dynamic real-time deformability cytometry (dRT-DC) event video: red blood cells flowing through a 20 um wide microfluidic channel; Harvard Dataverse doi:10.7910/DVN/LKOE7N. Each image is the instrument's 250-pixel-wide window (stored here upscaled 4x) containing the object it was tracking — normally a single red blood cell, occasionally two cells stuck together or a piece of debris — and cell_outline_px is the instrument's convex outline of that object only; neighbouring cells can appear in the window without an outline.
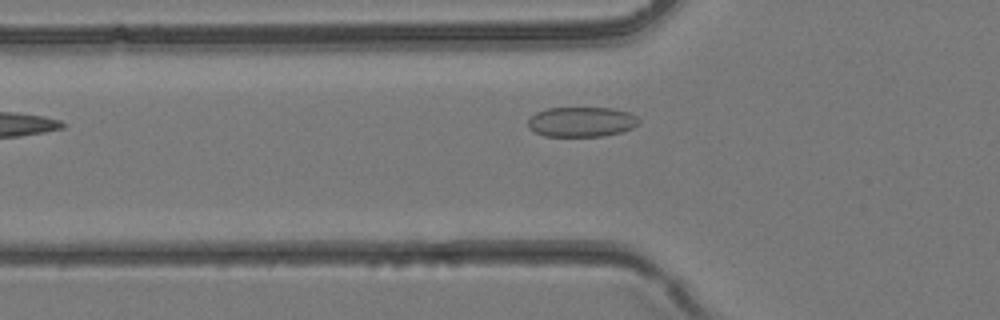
{"species": "common noctule bat (a hibernating species)", "species_latin": "Nyctalus noctula", "temperature_condition": "room temperature", "stored_images_in_passage": 4, "camera_frame_rate_fps": 3000, "um_per_image_px": 0.085, "animal": {"sex": "female", "body_mass_g": 24.6, "forearm_length_mm": 56.2}, "frame": {"image": 1, "passage_image": 4, "time_ms": 1.0, "image_size_px": [1000, 320], "cell_outline_px": [[640, 120], [632, 128], [620, 132], [604, 136], [544, 136], [528, 128], [528, 120], [536, 112], [548, 108], [612, 108], [628, 112], [636, 116]], "centroid_in_image_um": [49.41, 10.36], "position_along_channel_um": 76.4, "area_um2": 19.25}}